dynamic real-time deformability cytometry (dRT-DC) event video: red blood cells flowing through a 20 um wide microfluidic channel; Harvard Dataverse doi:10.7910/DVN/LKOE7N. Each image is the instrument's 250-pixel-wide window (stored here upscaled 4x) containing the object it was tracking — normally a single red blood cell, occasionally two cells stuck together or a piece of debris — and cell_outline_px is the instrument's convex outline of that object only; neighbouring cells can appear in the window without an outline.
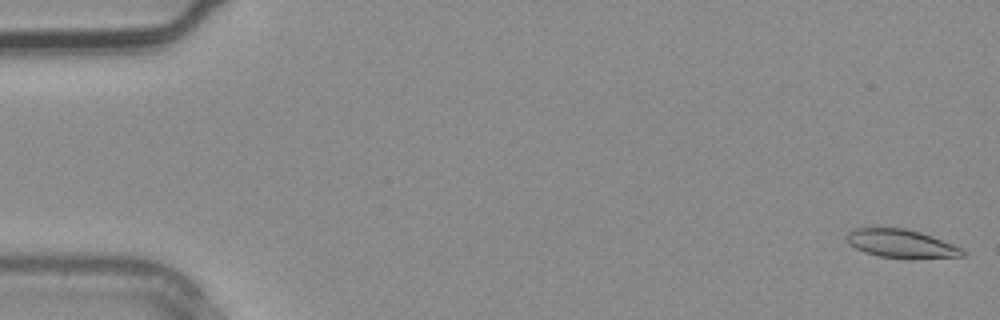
{"species": "common noctule bat (a hibernating species)", "species_latin": "Nyctalus noctula", "temperature_condition": "warm", "stored_images_in_passage": 3, "camera_frame_rate_fps": 3000, "um_per_image_px": 0.085, "animal": {"sex": "male", "body_mass_g": 20.4}, "frame": {"image": 1, "passage_image": 1, "time_ms": 0.0, "image_size_px": [1000, 320], "cell_outline_px": [[964, 256], [880, 256], [864, 252], [848, 244], [844, 236], [852, 228], [904, 228], [920, 232], [932, 236], [964, 248]], "centroid_in_image_um": [76.52, 20.65], "position_along_channel_um": 8.5, "area_um2": 18.44}}
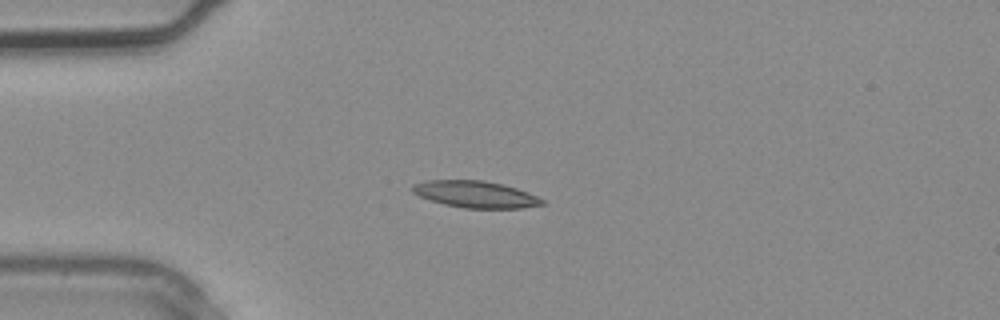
{"frame": {"image": 2, "passage_image": 3, "time_ms": 0.667, "image_size_px": [1000, 320], "cell_outline_px": [[548, 204], [520, 208], [464, 208], [444, 204], [420, 196], [412, 192], [412, 184], [424, 180], [484, 180], [504, 184], [528, 192], [544, 200]], "centroid_in_image_um": [40.43, 16.51], "position_along_channel_um": 44.6, "area_um2": 20.29}}